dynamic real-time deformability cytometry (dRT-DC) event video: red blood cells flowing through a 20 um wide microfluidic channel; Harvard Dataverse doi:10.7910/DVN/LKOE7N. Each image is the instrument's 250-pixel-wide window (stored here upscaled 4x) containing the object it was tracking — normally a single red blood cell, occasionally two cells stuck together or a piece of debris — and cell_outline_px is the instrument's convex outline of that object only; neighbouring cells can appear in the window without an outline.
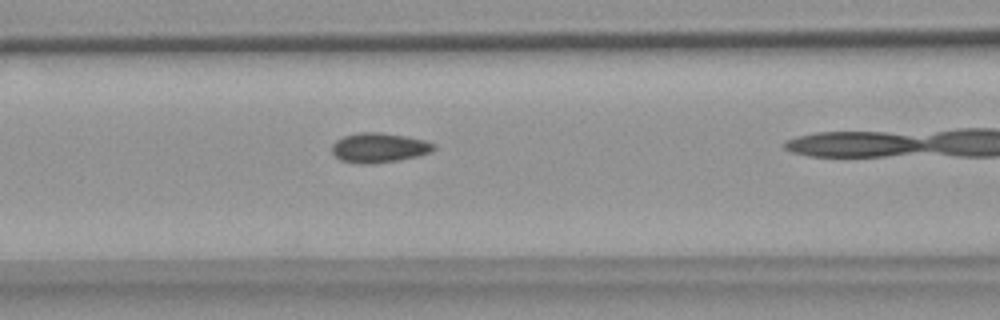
{"species": "common noctule bat (a hibernating species)", "species_latin": "Nyctalus noctula", "temperature_condition": "warm", "stored_images_in_passage": 39, "camera_frame_rate_fps": 3000, "um_per_image_px": 0.085, "animal": {"sex": "female", "body_mass_g": 18.4}, "frame": {"image": 1, "passage_image": 18, "time_ms": 5.667, "image_size_px": [1000, 320], "cell_outline_px": [[436, 148], [432, 152], [400, 160], [372, 164], [360, 164], [340, 160], [332, 152], [332, 144], [336, 140], [344, 136], [360, 132], [380, 132], [404, 136], [424, 140], [436, 144]], "centroid_in_image_um": [32.22, 12.56], "position_along_channel_um": 134.4, "area_um2": 17.69}}
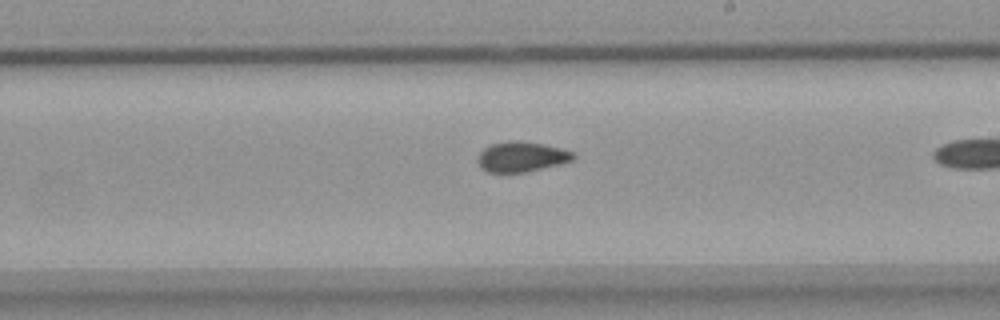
{"frame": {"image": 2, "passage_image": 27, "time_ms": 8.667, "image_size_px": [1000, 320], "cell_outline_px": [[576, 156], [572, 160], [560, 164], [524, 172], [488, 172], [480, 168], [476, 160], [480, 152], [484, 148], [492, 144], [508, 140], [520, 140], [544, 144], [576, 152]], "centroid_in_image_um": [44.32, 13.31], "position_along_channel_um": 244.7, "area_um2": 16.94}}
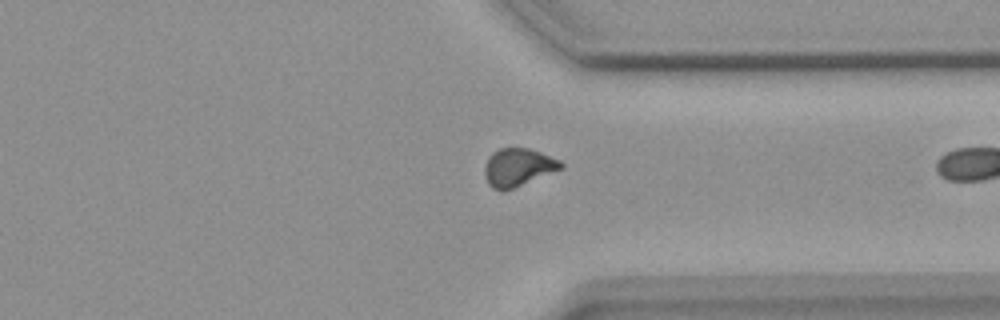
{"frame": {"image": 3, "passage_image": 37, "time_ms": 12.0, "image_size_px": [1000, 320], "cell_outline_px": [[564, 168], [504, 192], [492, 188], [488, 184], [484, 172], [484, 168], [488, 156], [492, 152], [500, 148], [528, 148], [540, 152], [560, 160], [564, 164]], "centroid_in_image_um": [44.03, 14.23], "position_along_channel_um": 367.4, "area_um2": 17.05}}